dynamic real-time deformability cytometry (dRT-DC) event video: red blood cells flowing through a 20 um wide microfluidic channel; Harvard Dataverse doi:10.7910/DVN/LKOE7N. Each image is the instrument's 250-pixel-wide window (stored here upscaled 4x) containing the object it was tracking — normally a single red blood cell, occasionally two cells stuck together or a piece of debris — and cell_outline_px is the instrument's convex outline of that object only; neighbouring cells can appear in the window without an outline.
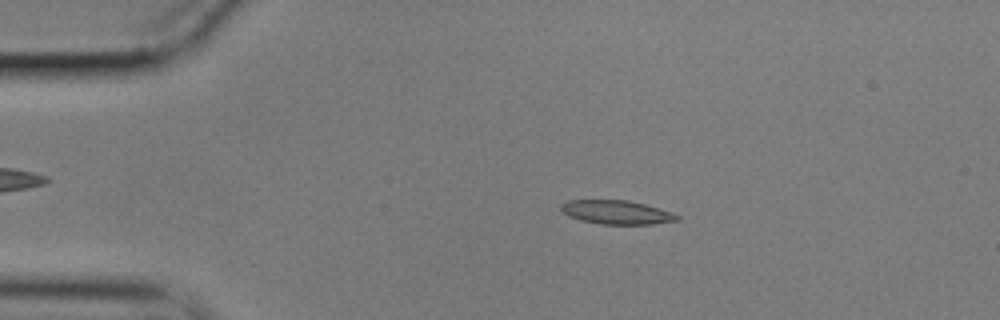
{"species": "common noctule bat (a hibernating species)", "species_latin": "Nyctalus noctula", "temperature_condition": "cold", "stored_images_in_passage": 55, "camera_frame_rate_fps": 3000, "um_per_image_px": 0.085, "animal": {"sex": "male", "body_mass_g": 17.9}, "frame": {"image": 1, "passage_image": 10, "time_ms": 3.0, "image_size_px": [1000, 320], "cell_outline_px": [[680, 220], [652, 224], [600, 224], [580, 220], [568, 216], [560, 208], [560, 204], [568, 200], [628, 200], [644, 204], [672, 212], [680, 216]], "centroid_in_image_um": [52.41, 18.04], "position_along_channel_um": 32.6, "area_um2": 16.13}}
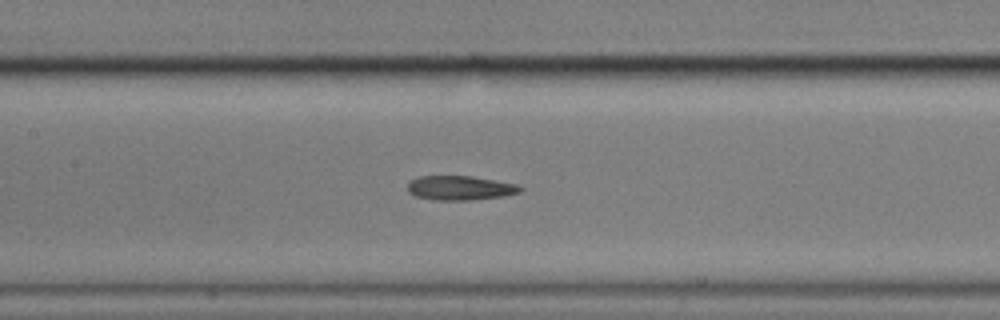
{"frame": {"image": 2, "passage_image": 25, "time_ms": 8.0, "image_size_px": [1000, 320], "cell_outline_px": [[524, 188], [520, 192], [504, 196], [472, 200], [436, 200], [416, 196], [408, 192], [408, 184], [412, 180], [420, 176], [472, 176], [496, 180], [516, 184]], "centroid_in_image_um": [39.14, 15.97], "position_along_channel_um": 168.3, "area_um2": 15.95}}
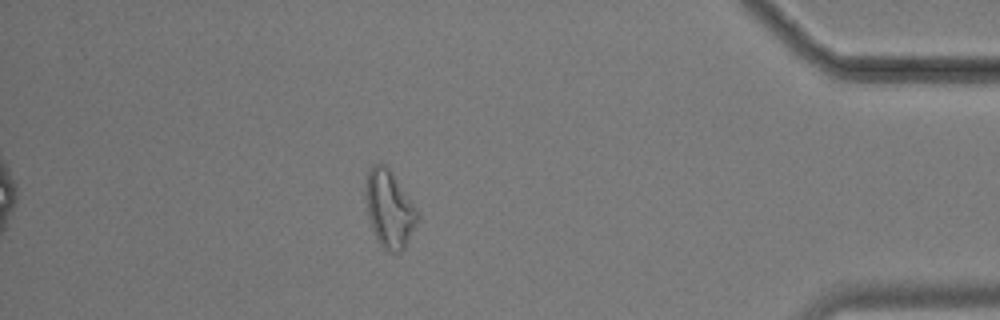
{"frame": {"image": 3, "passage_image": 48, "time_ms": 15.667, "image_size_px": [1000, 320], "cell_outline_px": [[416, 224], [404, 248], [400, 252], [388, 252], [380, 244], [372, 228], [368, 216], [368, 172], [372, 164], [384, 164], [388, 168], [416, 208]], "centroid_in_image_um": [33.11, 17.8], "position_along_channel_um": 402.1, "area_um2": 22.02}, "authors_computed_cell_mechanics": {"area_um2": 16.5886, "velocity_mm_per_s": 3.5773, "shape_relaxation_time_tau1_ms": 6.6849, "shape_relaxation_time_tau2_ms": 7.7956, "deformation_change_tau1": 0.2022, "deformation_change_tau2": 0.2}}